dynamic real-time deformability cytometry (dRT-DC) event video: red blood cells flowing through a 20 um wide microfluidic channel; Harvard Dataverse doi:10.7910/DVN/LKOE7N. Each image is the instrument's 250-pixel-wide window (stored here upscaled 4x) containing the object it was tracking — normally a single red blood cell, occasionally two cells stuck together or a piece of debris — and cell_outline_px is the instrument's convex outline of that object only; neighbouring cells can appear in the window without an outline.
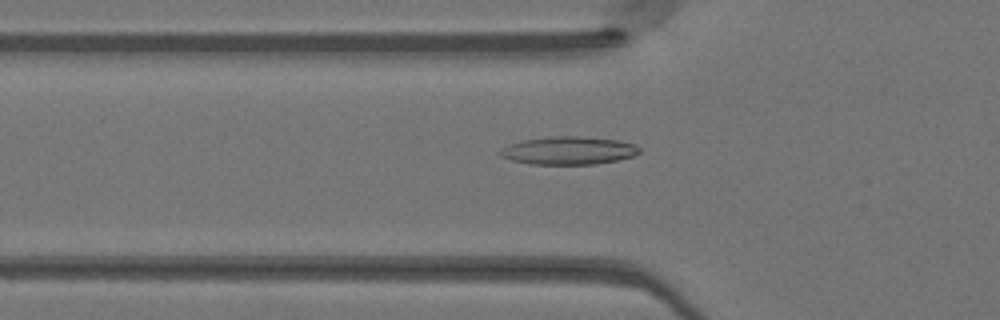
{"species": "Egyptian fruit bat (a non-hibernating species)", "species_latin": "Rousettus aegyptiacus", "temperature_condition": "warm", "stored_images_in_passage": 49, "camera_frame_rate_fps": 3000, "um_per_image_px": 0.085, "animal": {"sex": "female"}, "frame": {"image": 1, "passage_image": 17, "time_ms": 5.333, "image_size_px": [1000, 320], "cell_outline_px": [[640, 152], [636, 156], [596, 164], [528, 164], [512, 160], [500, 156], [496, 152], [500, 148], [508, 144], [520, 140], [552, 136], [576, 136], [616, 140], [636, 144], [640, 148]], "centroid_in_image_um": [48.28, 12.79], "position_along_channel_um": 77.5, "area_um2": 22.95}}
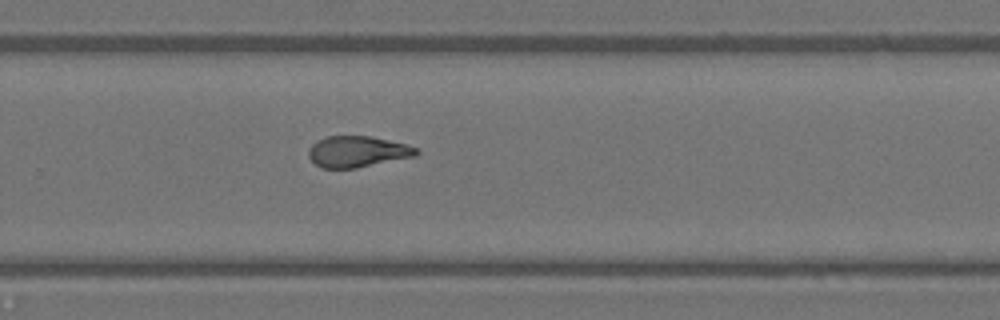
{"frame": {"image": 2, "passage_image": 33, "time_ms": 10.667, "image_size_px": [1000, 320], "cell_outline_px": [[420, 152], [416, 156], [356, 168], [320, 168], [308, 156], [308, 148], [316, 140], [328, 136], [372, 136], [404, 144], [416, 148]], "centroid_in_image_um": [30.35, 12.89], "position_along_channel_um": 299.4, "area_um2": 19.54}}
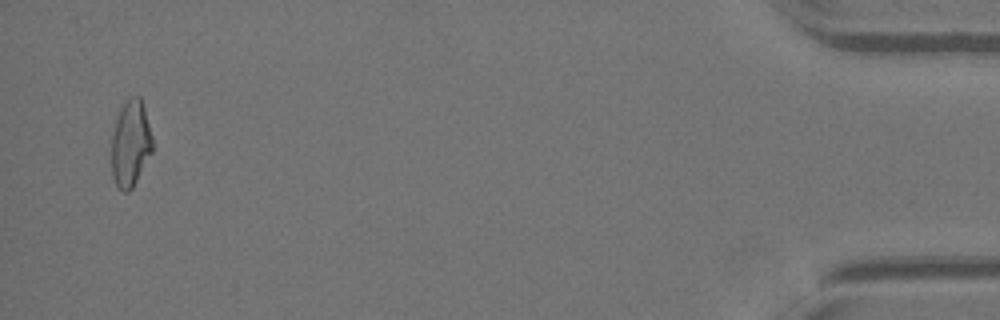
{"frame": {"image": 3, "passage_image": 48, "time_ms": 15.667, "image_size_px": [1000, 320], "cell_outline_px": [[152, 152], [132, 188], [128, 192], [124, 192], [116, 184], [112, 176], [112, 132], [116, 120], [124, 104], [132, 96], [140, 96], [144, 108], [152, 136]], "centroid_in_image_um": [11.1, 12.22], "position_along_channel_um": 424.1, "area_um2": 20.23}, "authors_computed_cell_mechanics": {"area_um2": 20.4034, "velocity_mm_per_s": 4.1471, "shape_relaxation_time_tau1_ms": 7.5178, "shape_relaxation_time_tau2_ms": 1.7991, "deformation_change_tau1": 0.2335, "deformation_change_tau2": 0.1051}}